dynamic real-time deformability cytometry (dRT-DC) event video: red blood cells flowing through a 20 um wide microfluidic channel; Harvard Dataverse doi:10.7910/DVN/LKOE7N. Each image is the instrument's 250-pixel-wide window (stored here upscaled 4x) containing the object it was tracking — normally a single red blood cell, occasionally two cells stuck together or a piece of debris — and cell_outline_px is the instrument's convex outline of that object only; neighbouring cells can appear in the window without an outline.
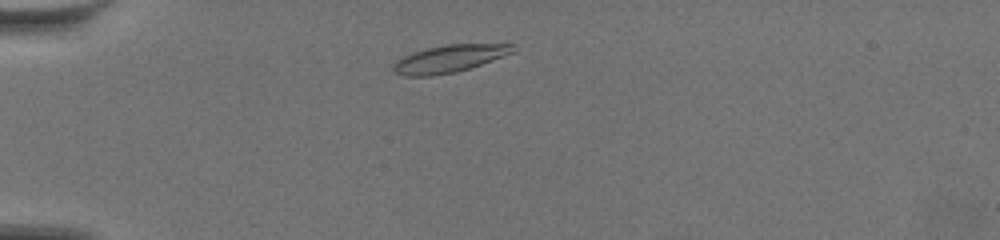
{"species": "common noctule bat (a hibernating species)", "species_latin": "Nyctalus noctula", "temperature_condition": "warm", "stored_images_in_passage": 32, "camera_frame_rate_fps": 3000, "um_per_image_px": 0.085, "animal": {"sex": "female", "body_mass_g": 19.5, "forearm_length_mm": 54.1}, "frame": {"image": 1, "passage_image": 4, "time_ms": 1.0, "image_size_px": [1000, 240], "cell_outline_px": [[516, 52], [456, 72], [432, 76], [404, 76], [396, 72], [392, 68], [392, 64], [396, 60], [412, 52], [444, 44], [516, 44]], "centroid_in_image_um": [38.2, 4.98], "position_along_channel_um": 46.8, "area_um2": 19.13}}
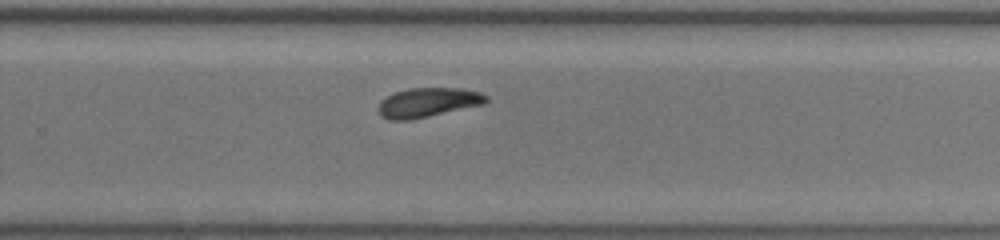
{"frame": {"image": 2, "passage_image": 17, "time_ms": 5.333, "image_size_px": [1000, 240], "cell_outline_px": [[488, 100], [484, 104], [428, 116], [408, 120], [388, 120], [380, 116], [376, 108], [380, 100], [392, 92], [408, 88], [460, 88], [480, 92], [488, 96]], "centroid_in_image_um": [36.31, 8.7], "position_along_channel_um": 293.5, "area_um2": 18.67}}
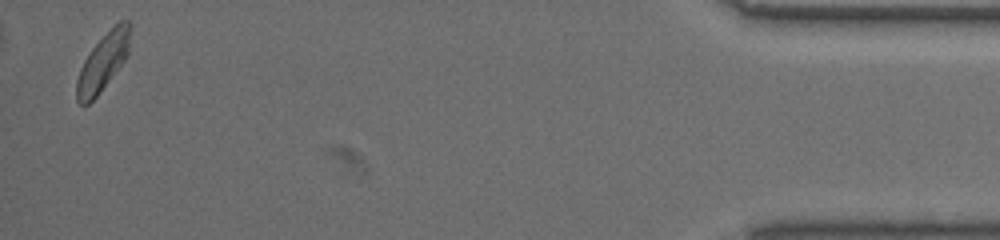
{"frame": {"image": 3, "passage_image": 32, "time_ms": 10.333, "image_size_px": [1000, 240], "cell_outline_px": [[132, 24], [128, 56], [96, 96], [88, 104], [80, 104], [76, 100], [76, 80], [80, 68], [84, 60], [92, 48], [120, 20], [128, 20]], "centroid_in_image_um": [8.77, 5.26], "position_along_channel_um": 426.4, "area_um2": 17.69}}